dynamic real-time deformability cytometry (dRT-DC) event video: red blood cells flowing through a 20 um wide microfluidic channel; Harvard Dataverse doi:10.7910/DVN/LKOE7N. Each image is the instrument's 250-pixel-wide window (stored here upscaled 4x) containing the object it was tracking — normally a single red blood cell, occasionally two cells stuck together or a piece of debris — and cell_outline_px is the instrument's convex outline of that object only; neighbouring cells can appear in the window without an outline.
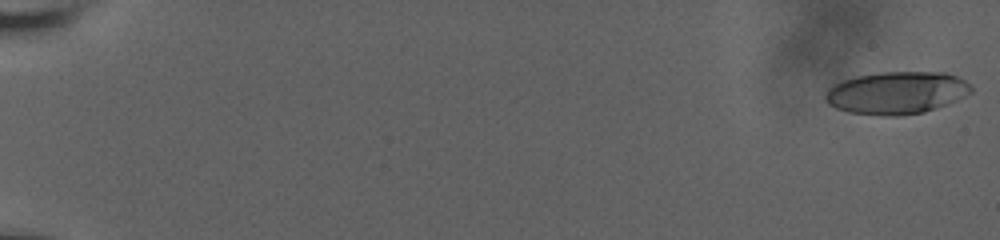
{"species": "human", "species_latin": "Homo sapiens", "temperature_condition": "room temperature", "stored_images_in_passage": 59, "camera_frame_rate_fps": 3000, "um_per_image_px": 0.085, "donor": {"sex": "male"}, "frame": {"image": 1, "passage_image": 1, "time_ms": 0.0, "image_size_px": [1000, 240], "cell_outline_px": [[972, 92], [956, 100], [924, 112], [900, 116], [884, 116], [848, 112], [836, 108], [828, 104], [824, 100], [824, 96], [828, 88], [844, 80], [856, 76], [880, 72], [944, 72], [956, 76], [964, 80], [972, 88]], "centroid_in_image_um": [76.18, 7.89], "position_along_channel_um": 8.8, "area_um2": 36.01}}
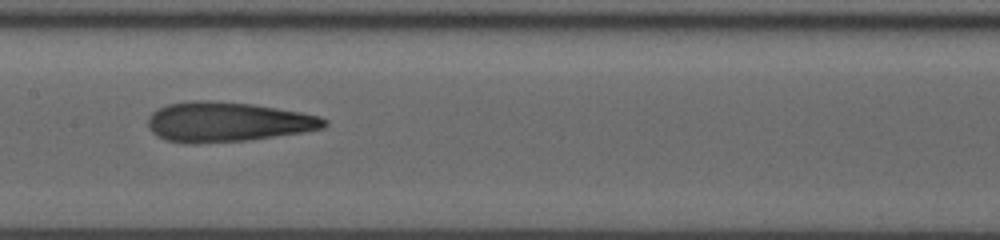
{"frame": {"image": 2, "passage_image": 33, "time_ms": 10.667, "image_size_px": [1000, 240], "cell_outline_px": [[328, 124], [324, 128], [300, 132], [248, 140], [168, 140], [156, 136], [152, 132], [148, 124], [148, 116], [152, 112], [168, 104], [192, 100], [208, 100], [252, 104], [300, 112], [320, 116], [328, 120]], "centroid_in_image_um": [19.38, 10.31], "position_along_channel_um": 188.0, "area_um2": 39.54}}
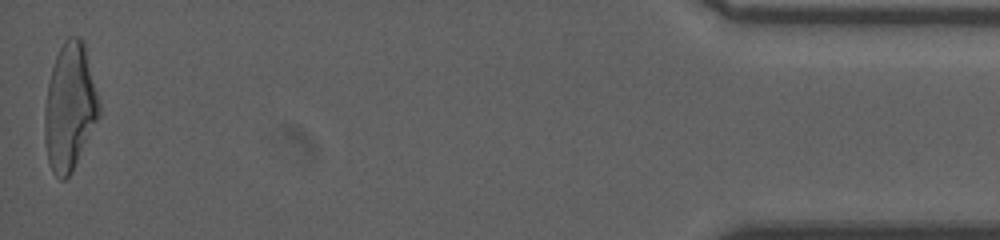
{"frame": {"image": 3, "passage_image": 59, "time_ms": 19.333, "image_size_px": [1000, 240], "cell_outline_px": [[100, 116], [72, 172], [64, 180], [60, 180], [52, 172], [48, 160], [44, 140], [44, 108], [48, 84], [52, 68], [56, 56], [64, 40], [68, 36], [76, 36], [84, 44], [100, 104]], "centroid_in_image_um": [5.91, 9.14], "position_along_channel_um": 429.3, "area_um2": 40.23}, "authors_computed_cell_mechanics": {"area_um2": 38.726, "velocity_mm_per_s": 3.7371, "shape_relaxation_time_tau1_ms": 8.9287, "shape_relaxation_time_tau2_ms": 2.1531, "deformation_change_tau1": 0.2979, "deformation_change_tau2": 0.1398}}